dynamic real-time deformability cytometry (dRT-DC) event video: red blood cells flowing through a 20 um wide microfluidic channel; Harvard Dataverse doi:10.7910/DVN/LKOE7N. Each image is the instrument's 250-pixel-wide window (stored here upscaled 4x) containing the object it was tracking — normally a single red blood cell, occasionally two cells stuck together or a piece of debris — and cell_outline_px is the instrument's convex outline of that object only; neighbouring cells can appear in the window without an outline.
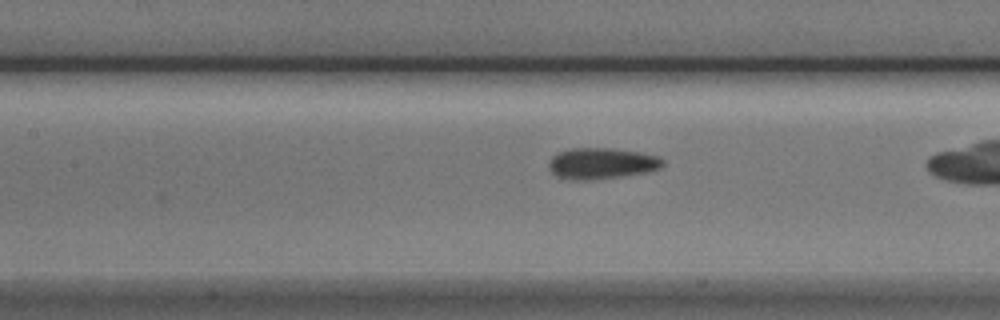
{"species": "Egyptian fruit bat (a non-hibernating species)", "species_latin": "Rousettus aegyptiacus", "temperature_condition": "cold", "stored_images_in_passage": 32, "camera_frame_rate_fps": 3000, "um_per_image_px": 0.085, "animal": {"sex": "male"}, "frame": {"image": 1, "passage_image": 14, "time_ms": 4.333, "image_size_px": [1000, 320], "cell_outline_px": [[664, 164], [660, 168], [648, 172], [620, 176], [588, 180], [568, 180], [556, 176], [548, 168], [548, 160], [556, 152], [572, 148], [612, 148], [640, 152], [656, 156], [664, 160]], "centroid_in_image_um": [51.09, 13.89], "position_along_channel_um": 156.3, "area_um2": 20.87}}